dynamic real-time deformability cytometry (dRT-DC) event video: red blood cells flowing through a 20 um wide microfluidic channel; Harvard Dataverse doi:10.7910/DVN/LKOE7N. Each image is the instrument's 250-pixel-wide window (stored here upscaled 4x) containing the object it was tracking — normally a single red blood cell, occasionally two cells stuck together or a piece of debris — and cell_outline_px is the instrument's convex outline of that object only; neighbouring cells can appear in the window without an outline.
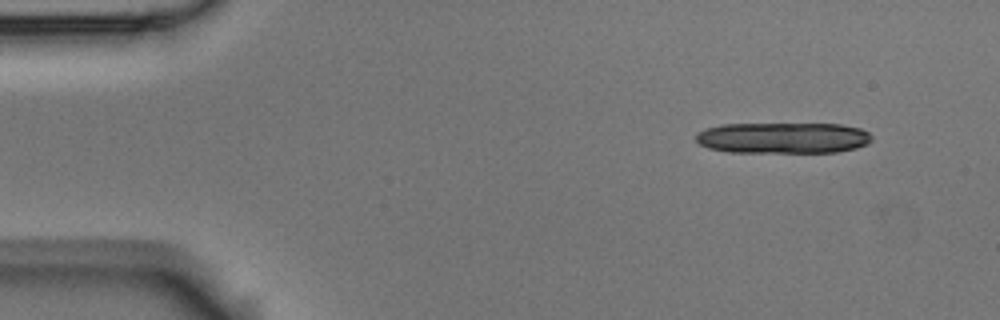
{"species": "Egyptian fruit bat (a non-hibernating species)", "species_latin": "Rousettus aegyptiacus", "temperature_condition": "room temperature", "stored_images_in_passage": 3, "camera_frame_rate_fps": 3000, "um_per_image_px": 0.085, "animal": {"sex": "male"}, "frame": {"image": 1, "passage_image": 1, "time_ms": 0.0, "image_size_px": [1000, 320], "cell_outline_px": [[872, 140], [868, 144], [856, 148], [836, 152], [728, 152], [708, 148], [700, 144], [696, 140], [696, 132], [704, 128], [720, 124], [840, 124], [860, 128], [868, 132], [872, 136]], "centroid_in_image_um": [66.54, 11.72], "position_along_channel_um": 18.5, "area_um2": 32.08}}